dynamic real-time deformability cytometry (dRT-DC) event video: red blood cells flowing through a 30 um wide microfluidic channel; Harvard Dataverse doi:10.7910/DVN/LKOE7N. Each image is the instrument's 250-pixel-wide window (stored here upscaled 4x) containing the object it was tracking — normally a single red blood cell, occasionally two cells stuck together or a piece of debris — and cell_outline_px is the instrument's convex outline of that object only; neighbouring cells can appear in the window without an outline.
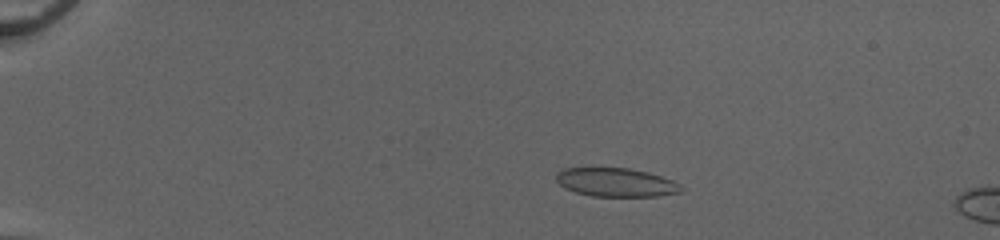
{"species": "common noctule bat (a hibernating species)", "species_latin": "Nyctalus noctula", "temperature_condition": "cold", "stored_images_in_passage": 53, "camera_frame_rate_fps": 3000, "um_per_image_px": 0.085, "animal": {"sex": "female", "body_mass_g": 20.0, "forearm_length_mm": 54.0}, "frame": {"image": 1, "passage_image": 12, "time_ms": 3.667, "image_size_px": [1000, 240], "cell_outline_px": [[684, 188], [680, 192], [656, 196], [592, 196], [576, 192], [564, 188], [556, 180], [556, 172], [564, 168], [592, 164], [628, 168], [648, 172], [672, 180], [680, 184]], "centroid_in_image_um": [52.27, 15.44], "position_along_channel_um": 32.7, "area_um2": 21.73}}
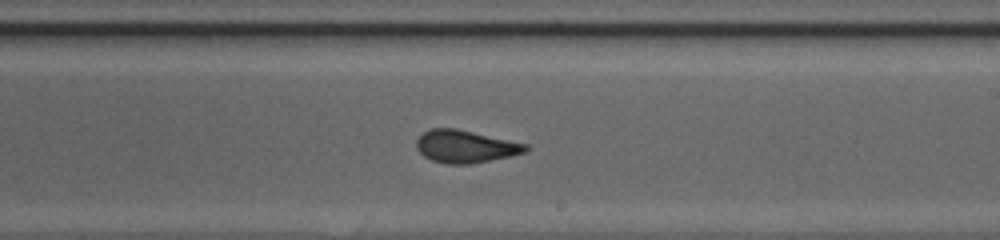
{"frame": {"image": 2, "passage_image": 34, "time_ms": 11.0, "image_size_px": [1000, 240], "cell_outline_px": [[528, 148], [524, 152], [508, 156], [468, 164], [448, 164], [432, 160], [424, 156], [416, 148], [416, 140], [424, 132], [432, 128], [456, 128], [528, 144]], "centroid_in_image_um": [39.52, 12.44], "position_along_channel_um": 249.5, "area_um2": 20.4}}
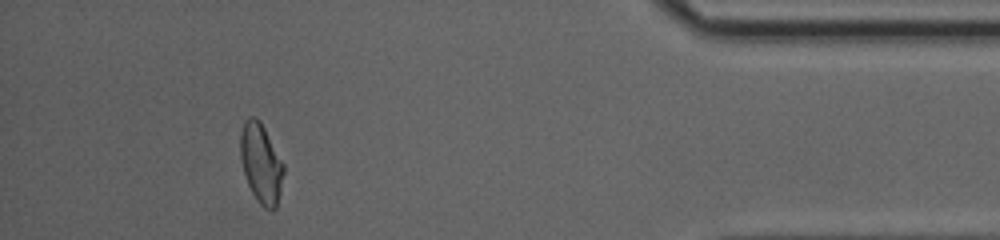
{"frame": {"image": 3, "passage_image": 49, "time_ms": 16.0, "image_size_px": [1000, 240], "cell_outline_px": [[284, 172], [280, 192], [276, 208], [264, 208], [256, 200], [248, 184], [244, 172], [240, 156], [240, 132], [244, 120], [248, 116], [256, 116], [260, 120], [284, 164]], "centroid_in_image_um": [22.18, 13.84], "position_along_channel_um": 413.0, "area_um2": 20.06}, "authors_computed_cell_mechanics": {"area_um2": 21.097, "velocity_mm_per_s": 4.122, "shape_relaxation_time_tau1_ms": 6.4637, "shape_relaxation_time_tau2_ms": 1.0269, "deformation_change_tau1": 0.1713, "deformation_change_tau2": 0.0625}}